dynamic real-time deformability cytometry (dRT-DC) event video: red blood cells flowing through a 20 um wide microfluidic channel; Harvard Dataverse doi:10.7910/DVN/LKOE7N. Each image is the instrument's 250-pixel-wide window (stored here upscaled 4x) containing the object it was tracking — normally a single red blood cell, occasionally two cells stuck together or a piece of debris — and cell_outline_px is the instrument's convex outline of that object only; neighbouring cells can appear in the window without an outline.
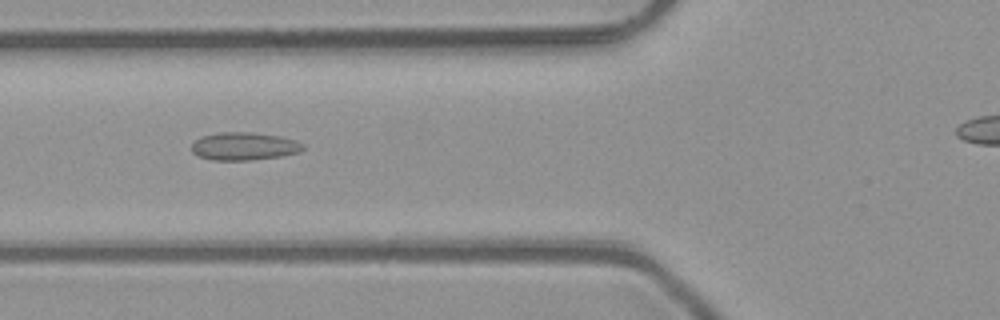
{"species": "common noctule bat (a hibernating species)", "species_latin": "Nyctalus noctula", "temperature_condition": "room temperature", "stored_images_in_passage": 33, "camera_frame_rate_fps": 3000, "um_per_image_px": 0.085, "animal": {"sex": "male", "body_mass_g": 23.1, "forearm_length_mm": 52.7}, "frame": {"image": 1, "passage_image": 7, "time_ms": 2.0, "image_size_px": [1000, 320], "cell_outline_px": [[304, 148], [296, 152], [280, 156], [252, 160], [212, 160], [200, 156], [192, 152], [192, 144], [196, 140], [204, 136], [220, 132], [252, 132], [280, 136], [296, 140], [304, 144]], "centroid_in_image_um": [20.76, 12.43], "position_along_channel_um": 105.0, "area_um2": 17.92}}
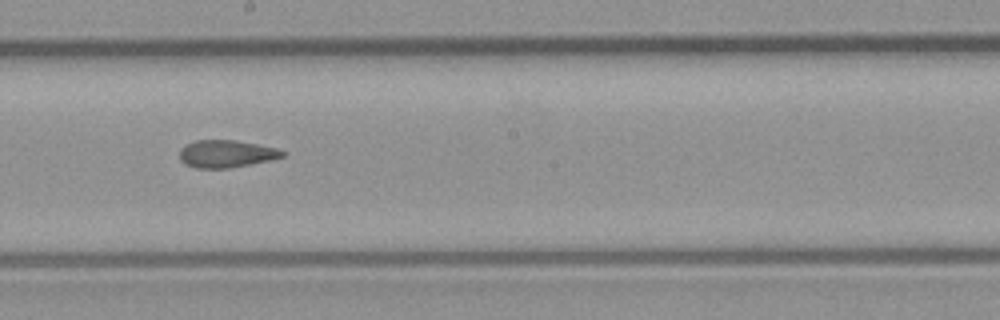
{"frame": {"image": 2, "passage_image": 16, "time_ms": 5.0, "image_size_px": [1000, 320], "cell_outline_px": [[288, 152], [284, 156], [272, 160], [228, 168], [196, 168], [184, 164], [180, 160], [180, 148], [196, 140], [232, 140], [256, 144], [276, 148]], "centroid_in_image_um": [19.24, 13.08], "position_along_channel_um": 229.0, "area_um2": 16.42}}
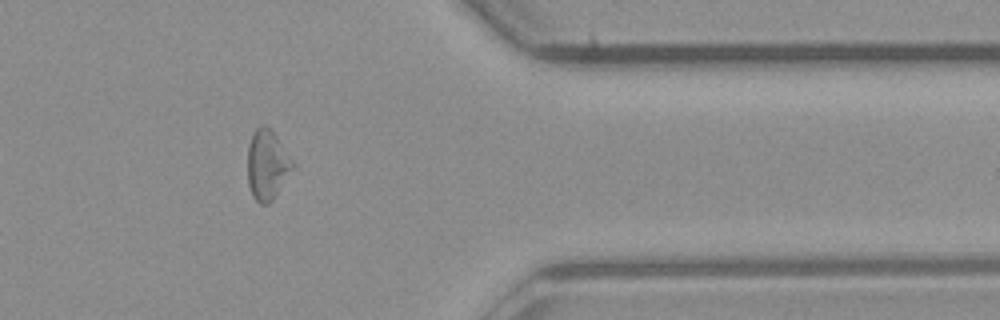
{"frame": {"image": 3, "passage_image": 29, "time_ms": 9.333, "image_size_px": [1000, 320], "cell_outline_px": [[296, 164], [272, 200], [268, 204], [260, 204], [252, 196], [248, 184], [248, 144], [252, 132], [260, 124], [264, 124], [276, 136]], "centroid_in_image_um": [22.7, 14.0], "position_along_channel_um": 388.7, "area_um2": 18.32}, "authors_computed_cell_mechanics": {"area_um2": 16.9932, "velocity_mm_per_s": 4.1052, "shape_relaxation_time_tau1_ms": null, "shape_relaxation_time_tau2_ms": 2.2355, "deformation_change_tau1": null, "deformation_change_tau2": 0.0956}}